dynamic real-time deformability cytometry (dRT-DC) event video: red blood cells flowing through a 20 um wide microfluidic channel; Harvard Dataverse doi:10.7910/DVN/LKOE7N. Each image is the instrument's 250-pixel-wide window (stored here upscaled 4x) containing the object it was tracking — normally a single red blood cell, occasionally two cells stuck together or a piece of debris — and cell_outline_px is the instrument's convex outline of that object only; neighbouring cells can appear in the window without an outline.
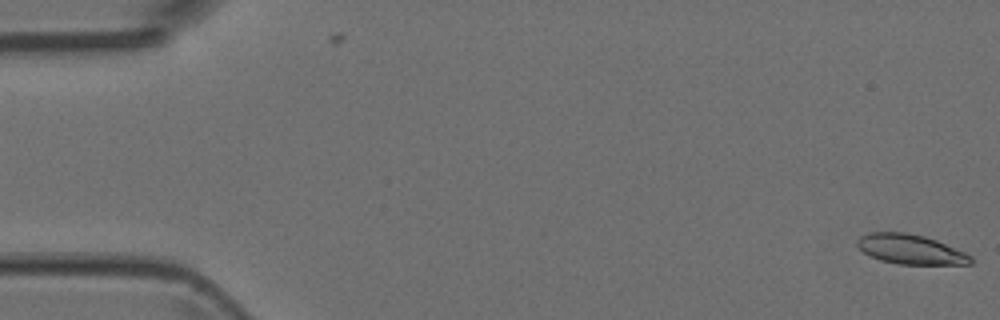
{"species": "Egyptian fruit bat (a non-hibernating species)", "species_latin": "Rousettus aegyptiacus", "temperature_condition": "room temperature", "stored_images_in_passage": 5, "segment_of_instrument_passage": [2, 2], "camera_frame_rate_fps": 3000, "um_per_image_px": 0.085, "animal": {"sex": "female"}, "frame": {"image": 1, "passage_image": 5, "time_ms": 1.333, "image_size_px": [1000, 320], "cell_outline_px": [[972, 264], [900, 264], [880, 260], [864, 252], [856, 244], [856, 240], [860, 236], [868, 232], [908, 232], [924, 236], [936, 240], [964, 252], [972, 256]], "centroid_in_image_um": [77.38, 21.18], "position_along_channel_um": 7.6, "area_um2": 19.54}}